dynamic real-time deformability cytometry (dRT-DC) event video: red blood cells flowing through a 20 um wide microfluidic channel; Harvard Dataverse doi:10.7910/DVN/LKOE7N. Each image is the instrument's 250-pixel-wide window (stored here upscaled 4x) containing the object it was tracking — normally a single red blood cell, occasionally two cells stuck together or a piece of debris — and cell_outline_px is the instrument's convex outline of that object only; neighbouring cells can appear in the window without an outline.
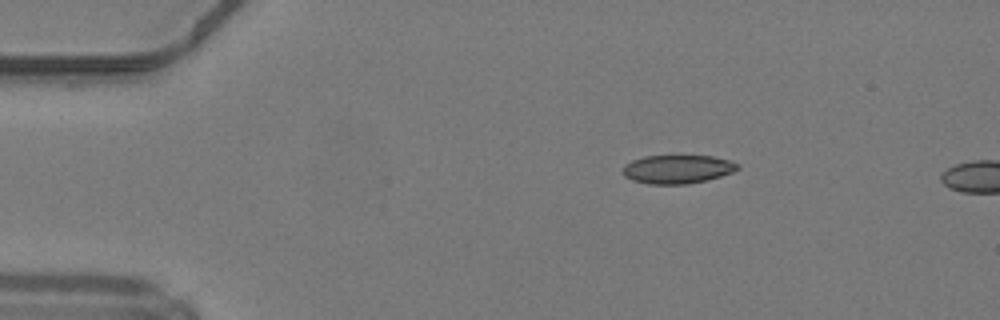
{"species": "common noctule bat (a hibernating species)", "species_latin": "Nyctalus noctula", "temperature_condition": "warm", "stored_images_in_passage": 4, "camera_frame_rate_fps": 3000, "um_per_image_px": 0.085, "animal": {"sex": "male", "body_mass_g": 19.2, "forearm_length_mm": 51.8}, "frame": {"image": 1, "passage_image": 1, "time_ms": 0.0, "image_size_px": [1000, 320], "cell_outline_px": [[740, 168], [732, 172], [708, 180], [688, 184], [648, 184], [632, 180], [624, 176], [624, 164], [632, 160], [644, 156], [712, 156], [728, 160], [740, 164]], "centroid_in_image_um": [57.59, 14.38], "position_along_channel_um": 27.4, "area_um2": 19.13}}